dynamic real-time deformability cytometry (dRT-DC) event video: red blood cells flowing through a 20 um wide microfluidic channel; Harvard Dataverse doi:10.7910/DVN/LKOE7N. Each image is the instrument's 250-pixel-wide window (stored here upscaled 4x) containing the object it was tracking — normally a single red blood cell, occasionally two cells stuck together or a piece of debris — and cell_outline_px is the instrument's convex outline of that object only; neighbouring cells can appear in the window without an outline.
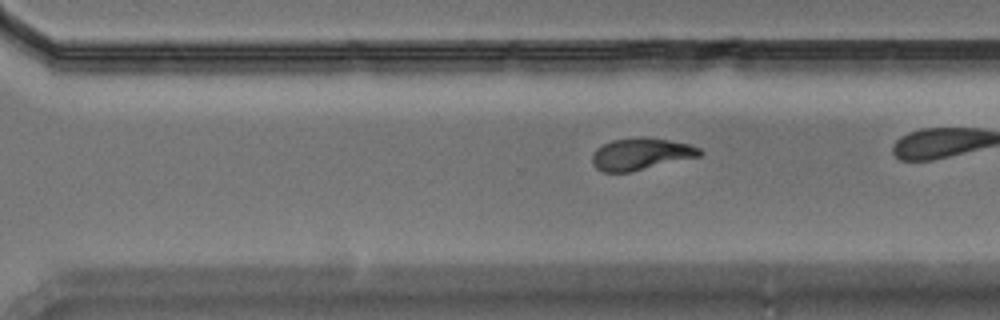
{"species": "Egyptian fruit bat (a non-hibernating species)", "species_latin": "Rousettus aegyptiacus", "temperature_condition": "warm", "stored_images_in_passage": 40, "camera_frame_rate_fps": 3000, "um_per_image_px": 0.085, "animal": {"sex": "male"}, "frame": {"image": 1, "passage_image": 34, "time_ms": 11.0, "image_size_px": [1000, 320], "cell_outline_px": [[704, 152], [700, 156], [632, 172], [604, 172], [596, 168], [592, 164], [592, 156], [596, 148], [612, 140], [636, 136], [644, 136], [668, 140], [688, 144], [700, 148]], "centroid_in_image_um": [54.47, 13.08], "position_along_channel_um": 316.1, "area_um2": 20.17}}